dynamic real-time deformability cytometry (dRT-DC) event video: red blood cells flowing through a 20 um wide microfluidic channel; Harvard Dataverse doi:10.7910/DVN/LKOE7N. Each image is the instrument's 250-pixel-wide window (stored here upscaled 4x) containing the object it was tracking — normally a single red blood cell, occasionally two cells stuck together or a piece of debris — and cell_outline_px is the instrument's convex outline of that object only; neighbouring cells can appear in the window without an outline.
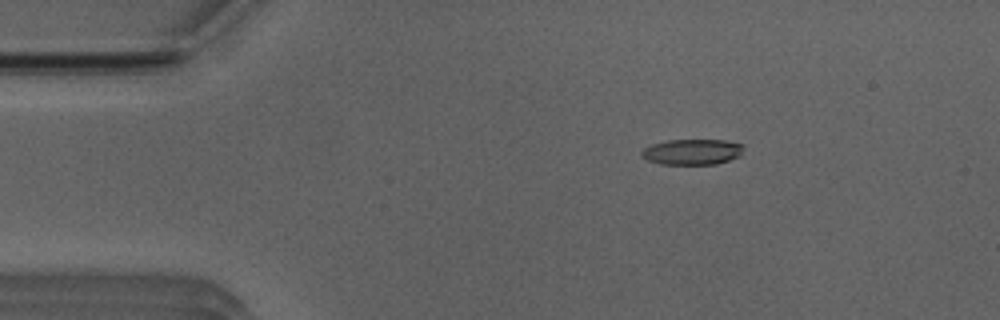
{"species": "Egyptian fruit bat (a non-hibernating species)", "species_latin": "Rousettus aegyptiacus", "temperature_condition": "room temperature", "stored_images_in_passage": 51, "camera_frame_rate_fps": 3000, "um_per_image_px": 0.085, "animal": {"sex": "male"}, "frame": {"image": 1, "passage_image": 8, "time_ms": 2.333, "image_size_px": [1000, 320], "cell_outline_px": [[744, 148], [740, 156], [716, 164], [660, 164], [648, 160], [640, 156], [640, 152], [644, 148], [652, 144], [668, 140], [724, 140], [744, 144]], "centroid_in_image_um": [58.84, 12.9], "position_along_channel_um": 26.2, "area_um2": 15.32}}
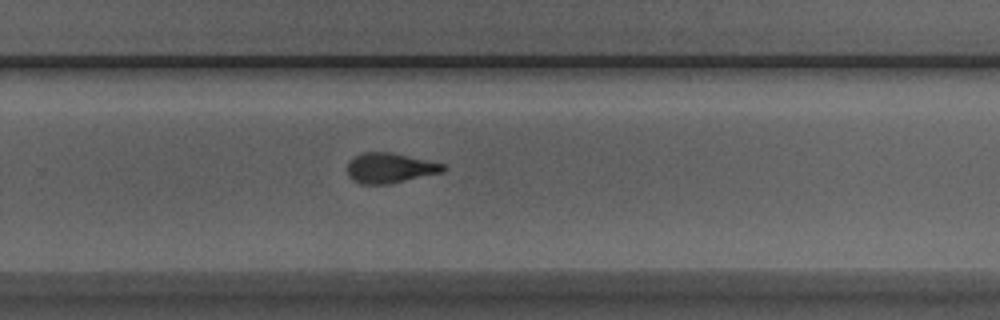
{"frame": {"image": 2, "passage_image": 33, "time_ms": 10.667, "image_size_px": [1000, 320], "cell_outline_px": [[448, 168], [444, 172], [388, 184], [360, 184], [352, 180], [348, 176], [348, 164], [356, 156], [364, 152], [392, 152], [444, 164]], "centroid_in_image_um": [33.17, 14.29], "position_along_channel_um": 296.6, "area_um2": 16.76}}
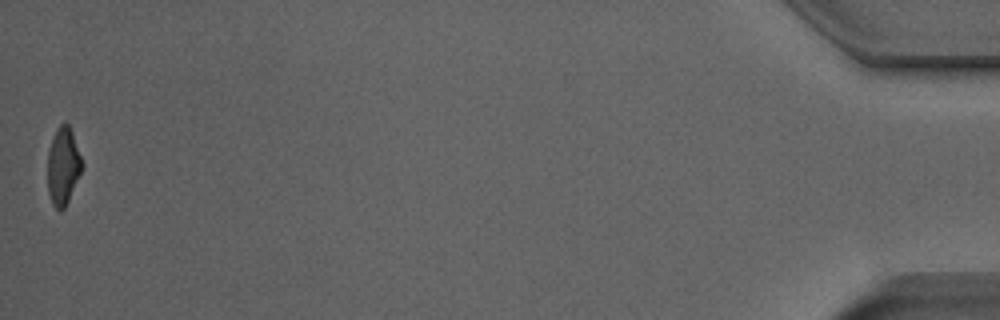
{"frame": {"image": 3, "passage_image": 51, "time_ms": 16.667, "image_size_px": [1000, 320], "cell_outline_px": [[84, 164], [68, 200], [64, 208], [60, 212], [52, 204], [48, 192], [48, 148], [56, 128], [64, 120], [68, 124], [72, 132]], "centroid_in_image_um": [5.35, 14.08], "position_along_channel_um": 429.8, "area_um2": 15.55}, "authors_computed_cell_mechanics": {"area_um2": 16.7042, "velocity_mm_per_s": 3.953, "shape_relaxation_time_tau1_ms": 7.276, "shape_relaxation_time_tau2_ms": 3.0067, "deformation_change_tau1": 0.2417, "deformation_change_tau2": 0.1234}}